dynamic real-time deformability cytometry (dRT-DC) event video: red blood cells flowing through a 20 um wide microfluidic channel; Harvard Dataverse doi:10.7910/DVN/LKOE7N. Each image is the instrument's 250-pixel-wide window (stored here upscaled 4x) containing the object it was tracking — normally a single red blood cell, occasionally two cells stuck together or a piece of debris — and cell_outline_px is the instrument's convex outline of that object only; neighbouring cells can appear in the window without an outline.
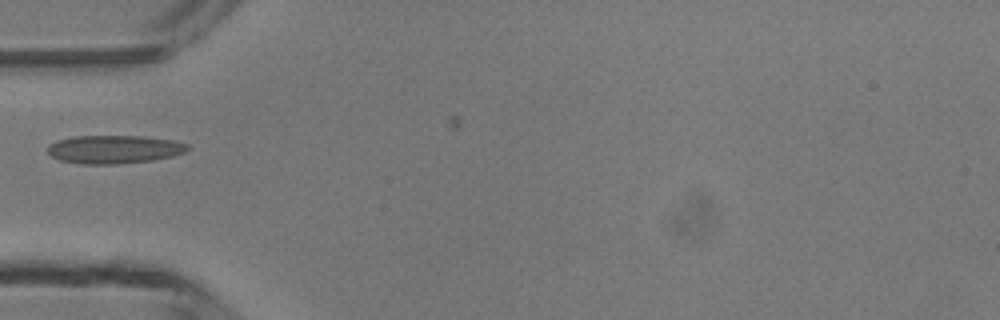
{"species": "common noctule bat (a hibernating species)", "species_latin": "Nyctalus noctula", "temperature_condition": "room temperature", "stored_images_in_passage": 1, "camera_frame_rate_fps": 3000, "um_per_image_px": 0.085, "animal": {"sex": "male", "body_mass_g": 13.3}, "frame": {"image": 1, "passage_image": 1, "time_ms": 0.0, "image_size_px": [1000, 320], "cell_outline_px": [[192, 148], [184, 152], [172, 156], [152, 160], [116, 164], [80, 164], [60, 160], [52, 156], [48, 152], [48, 144], [56, 140], [72, 136], [144, 136], [176, 140], [188, 144]], "centroid_in_image_um": [9.72, 12.68], "position_along_channel_um": 75.3, "area_um2": 23.29}}